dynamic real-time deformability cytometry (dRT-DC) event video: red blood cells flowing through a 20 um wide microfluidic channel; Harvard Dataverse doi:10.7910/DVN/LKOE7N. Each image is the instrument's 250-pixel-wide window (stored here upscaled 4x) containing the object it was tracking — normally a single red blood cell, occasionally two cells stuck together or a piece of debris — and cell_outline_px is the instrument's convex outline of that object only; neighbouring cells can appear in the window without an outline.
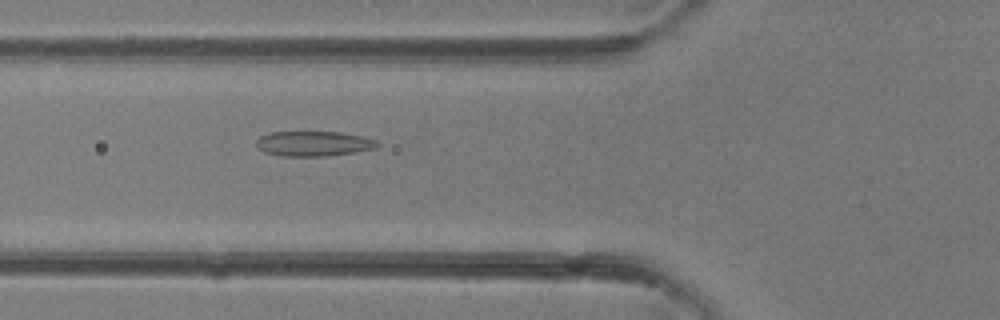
{"species": "common noctule bat (a hibernating species)", "species_latin": "Nyctalus noctula", "temperature_condition": "room temperature", "stored_images_in_passage": 28, "camera_frame_rate_fps": 3000, "um_per_image_px": 0.085, "animal": {"sex": "female"}, "frame": {"image": 1, "passage_image": 3, "time_ms": 0.667, "image_size_px": [1000, 320], "cell_outline_px": [[380, 144], [376, 148], [356, 152], [328, 156], [280, 156], [264, 152], [256, 144], [256, 140], [260, 136], [272, 132], [340, 132], [364, 136], [376, 140]], "centroid_in_image_um": [26.69, 12.21], "position_along_channel_um": 99.1, "area_um2": 17.74}}
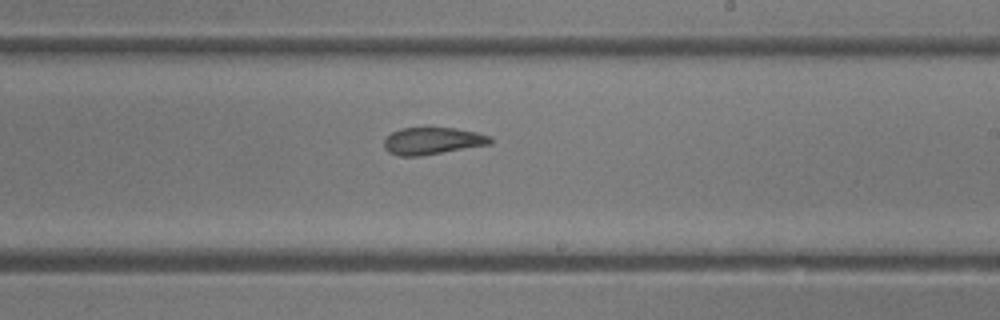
{"frame": {"image": 2, "passage_image": 12, "time_ms": 3.667, "image_size_px": [1000, 320], "cell_outline_px": [[492, 144], [420, 156], [400, 156], [388, 152], [384, 148], [384, 140], [392, 132], [400, 128], [456, 128], [476, 132], [492, 136]], "centroid_in_image_um": [36.78, 11.98], "position_along_channel_um": 252.2, "area_um2": 16.82}}
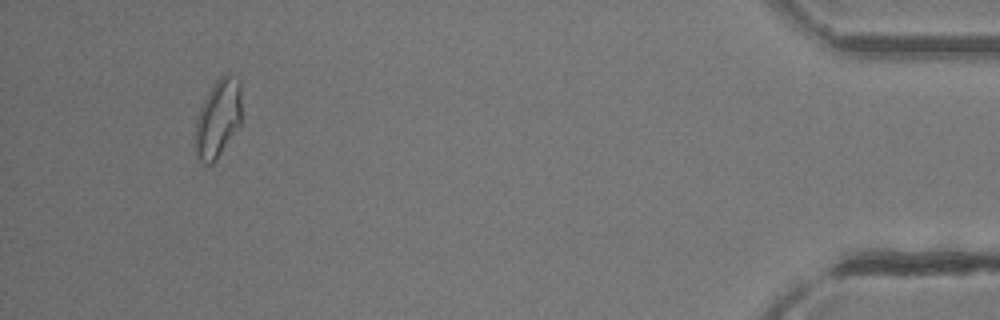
{"frame": {"image": 3, "passage_image": 26, "time_ms": 8.333, "image_size_px": [1000, 320], "cell_outline_px": [[240, 124], [216, 160], [212, 164], [200, 164], [196, 160], [196, 116], [212, 84], [224, 72], [240, 80]], "centroid_in_image_um": [18.51, 10.08], "position_along_channel_um": 416.7, "area_um2": 21.1}}